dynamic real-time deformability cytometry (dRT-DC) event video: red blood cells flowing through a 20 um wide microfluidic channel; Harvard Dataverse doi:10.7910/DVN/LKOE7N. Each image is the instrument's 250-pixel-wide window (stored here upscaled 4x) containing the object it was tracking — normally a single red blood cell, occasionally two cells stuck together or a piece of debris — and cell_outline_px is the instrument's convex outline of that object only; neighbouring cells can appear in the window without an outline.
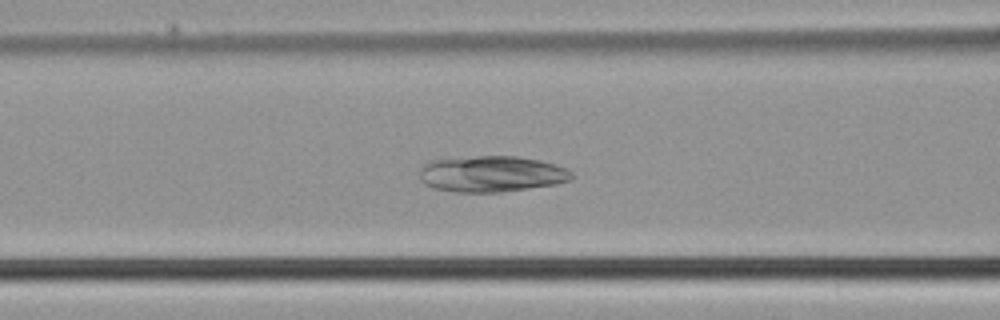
{"species": "common noctule bat (a hibernating species)", "species_latin": "Nyctalus noctula", "temperature_condition": "cold", "stored_images_in_passage": 42, "camera_frame_rate_fps": 3000, "um_per_image_px": 0.085, "animal": {"sex": "male", "body_mass_g": 21.5, "forearm_length_mm": 52.0}, "frame": {"image": 1, "passage_image": 17, "time_ms": 5.333, "image_size_px": [1000, 320], "cell_outline_px": [[572, 180], [556, 184], [500, 192], [456, 192], [436, 188], [424, 184], [420, 180], [420, 168], [428, 160], [476, 156], [516, 156], [540, 160], [556, 164], [568, 168], [572, 172]], "centroid_in_image_um": [41.79, 14.77], "position_along_channel_um": 124.8, "area_um2": 32.19}}
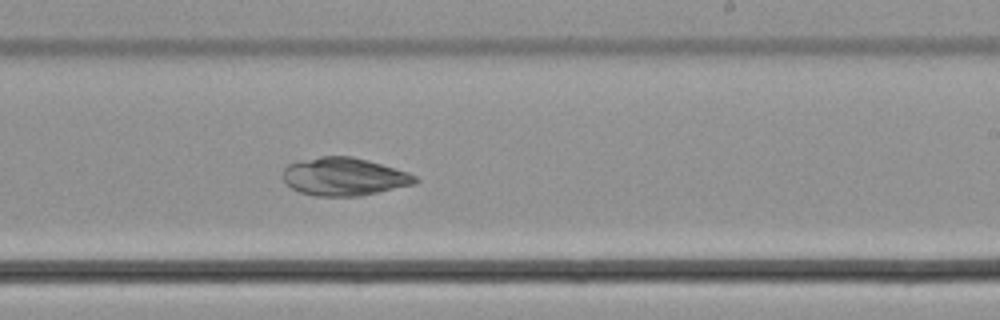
{"frame": {"image": 2, "passage_image": 27, "time_ms": 8.667, "image_size_px": [1000, 320], "cell_outline_px": [[420, 180], [416, 184], [360, 196], [316, 196], [300, 192], [292, 188], [284, 180], [284, 168], [288, 164], [320, 156], [352, 156], [368, 160], [408, 172], [416, 176]], "centroid_in_image_um": [29.29, 15.02], "position_along_channel_um": 259.7, "area_um2": 29.19}}
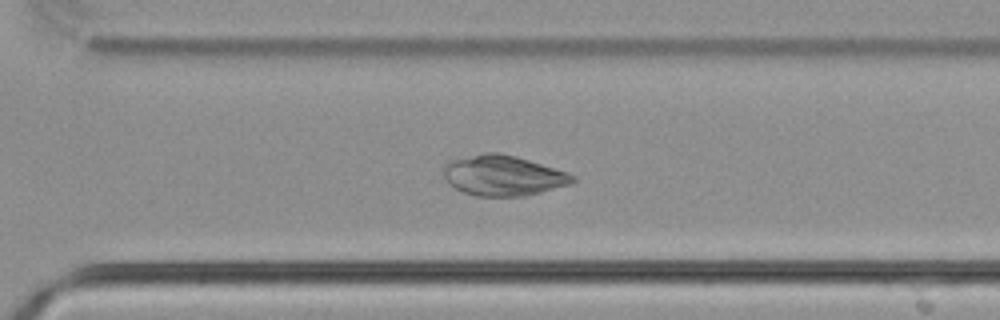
{"frame": {"image": 3, "passage_image": 32, "time_ms": 10.333, "image_size_px": [1000, 320], "cell_outline_px": [[576, 180], [572, 184], [524, 196], [476, 196], [464, 192], [448, 184], [444, 176], [444, 164], [452, 160], [484, 152], [500, 152], [516, 156], [568, 172], [576, 176]], "centroid_in_image_um": [42.78, 14.91], "position_along_channel_um": 327.8, "area_um2": 30.4}}